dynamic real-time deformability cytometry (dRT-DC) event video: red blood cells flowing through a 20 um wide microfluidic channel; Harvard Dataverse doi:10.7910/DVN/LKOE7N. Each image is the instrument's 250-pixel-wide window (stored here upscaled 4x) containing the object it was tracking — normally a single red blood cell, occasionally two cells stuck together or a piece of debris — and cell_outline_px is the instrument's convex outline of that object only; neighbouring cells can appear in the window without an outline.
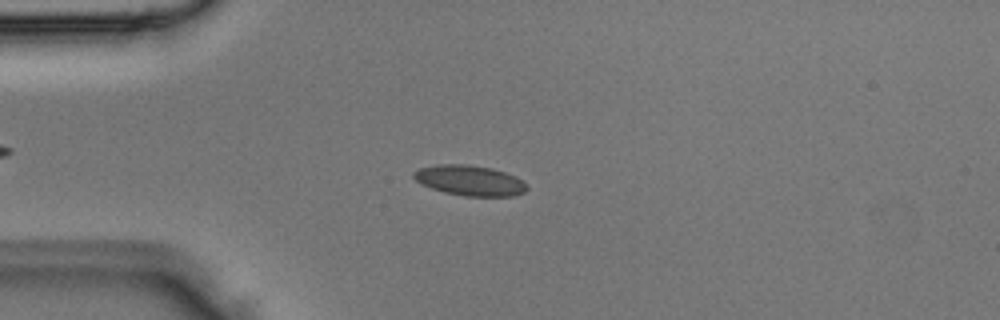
{"species": "Egyptian fruit bat (a non-hibernating species)", "species_latin": "Rousettus aegyptiacus", "temperature_condition": "room temperature", "stored_images_in_passage": 1, "camera_frame_rate_fps": 3000, "um_per_image_px": 0.085, "animal": {"sex": "male"}, "frame": {"image": 1, "passage_image": 1, "time_ms": 0.0, "image_size_px": [1000, 320], "cell_outline_px": [[528, 188], [524, 192], [516, 196], [464, 196], [444, 192], [420, 184], [412, 176], [412, 172], [420, 168], [436, 164], [464, 164], [492, 168], [516, 176], [528, 184]], "centroid_in_image_um": [39.94, 15.34], "position_along_channel_um": 45.1, "area_um2": 20.17}}